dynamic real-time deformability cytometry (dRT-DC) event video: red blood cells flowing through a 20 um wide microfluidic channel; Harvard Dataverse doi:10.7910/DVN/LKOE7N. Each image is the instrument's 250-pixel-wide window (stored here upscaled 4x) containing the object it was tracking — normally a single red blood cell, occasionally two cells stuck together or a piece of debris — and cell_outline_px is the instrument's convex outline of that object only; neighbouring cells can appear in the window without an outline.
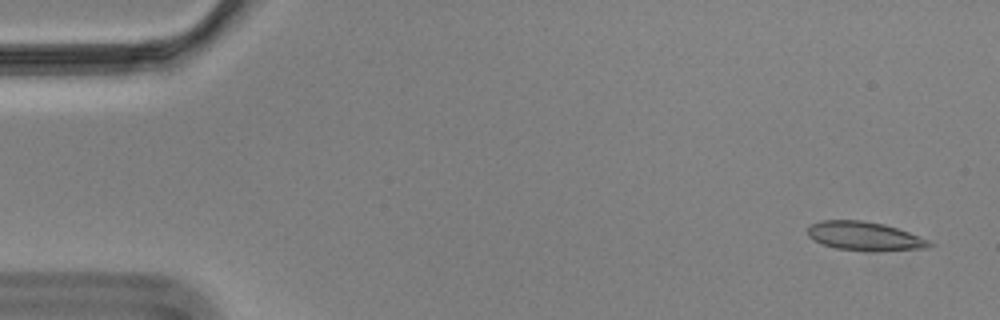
{"species": "Egyptian fruit bat (a non-hibernating species)", "species_latin": "Rousettus aegyptiacus", "temperature_condition": "cold", "stored_images_in_passage": 57, "camera_frame_rate_fps": 3000, "um_per_image_px": 0.085, "animal": {"sex": "male"}, "frame": {"image": 1, "passage_image": 3, "time_ms": 0.667, "image_size_px": [1000, 320], "cell_outline_px": [[936, 244], [928, 248], [836, 248], [824, 244], [808, 236], [808, 228], [812, 224], [820, 220], [864, 220], [884, 224], [908, 232], [928, 240]], "centroid_in_image_um": [73.45, 20.0], "position_along_channel_um": 11.6, "area_um2": 19.13}}
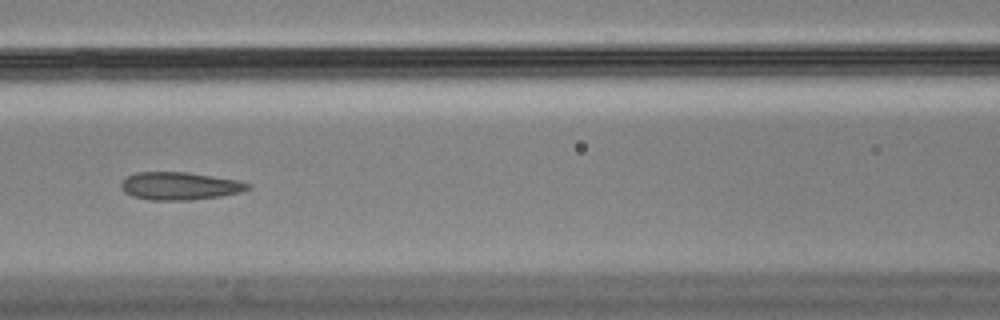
{"frame": {"image": 2, "passage_image": 25, "time_ms": 8.0, "image_size_px": [1000, 320], "cell_outline_px": [[252, 188], [240, 192], [220, 196], [188, 200], [148, 200], [132, 196], [124, 192], [120, 188], [120, 184], [128, 176], [136, 172], [188, 172], [236, 180], [252, 184]], "centroid_in_image_um": [15.26, 15.81], "position_along_channel_um": 151.3, "area_um2": 20.52}}
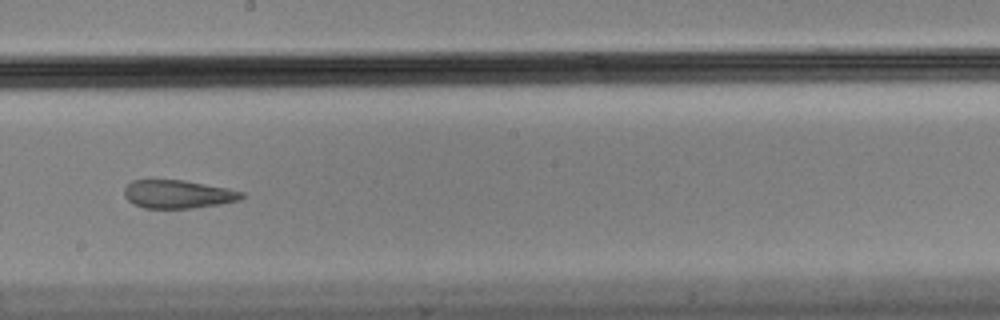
{"frame": {"image": 3, "passage_image": 32, "time_ms": 10.333, "image_size_px": [1000, 320], "cell_outline_px": [[244, 196], [240, 200], [220, 204], [188, 208], [144, 208], [128, 200], [124, 196], [124, 188], [132, 180], [184, 180], [228, 188], [244, 192]], "centroid_in_image_um": [15.14, 16.5], "position_along_channel_um": 233.1, "area_um2": 19.25}}